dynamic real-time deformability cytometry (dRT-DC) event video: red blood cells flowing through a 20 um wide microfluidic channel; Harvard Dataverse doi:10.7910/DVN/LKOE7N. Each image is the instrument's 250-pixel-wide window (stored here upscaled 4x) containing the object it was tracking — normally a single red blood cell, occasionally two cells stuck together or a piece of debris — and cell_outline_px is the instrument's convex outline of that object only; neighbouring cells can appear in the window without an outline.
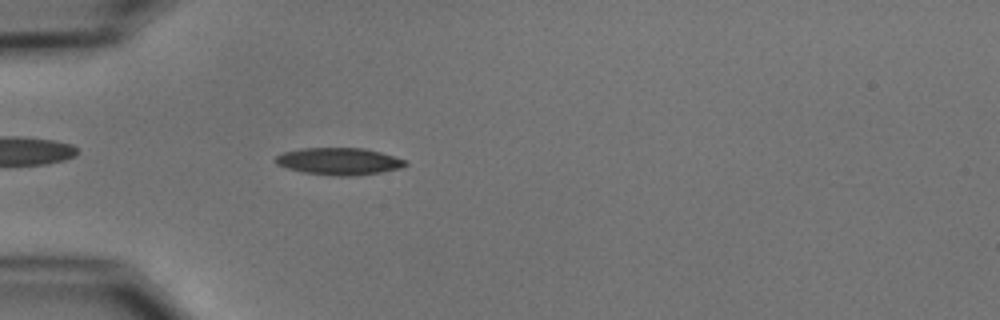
{"species": "common noctule bat (a hibernating species)", "species_latin": "Nyctalus noctula", "temperature_condition": "cold", "stored_images_in_passage": 4, "camera_frame_rate_fps": 3000, "um_per_image_px": 0.085, "animal": {"sex": "male", "body_mass_g": 15.6}, "frame": {"image": 1, "passage_image": 4, "time_ms": 3.667, "image_size_px": [1000, 320], "cell_outline_px": [[408, 164], [400, 168], [380, 172], [352, 176], [336, 176], [304, 172], [288, 168], [276, 164], [272, 160], [276, 156], [284, 152], [300, 148], [364, 148], [380, 152], [408, 160]], "centroid_in_image_um": [28.81, 13.7], "position_along_channel_um": 56.2, "area_um2": 20.52}}